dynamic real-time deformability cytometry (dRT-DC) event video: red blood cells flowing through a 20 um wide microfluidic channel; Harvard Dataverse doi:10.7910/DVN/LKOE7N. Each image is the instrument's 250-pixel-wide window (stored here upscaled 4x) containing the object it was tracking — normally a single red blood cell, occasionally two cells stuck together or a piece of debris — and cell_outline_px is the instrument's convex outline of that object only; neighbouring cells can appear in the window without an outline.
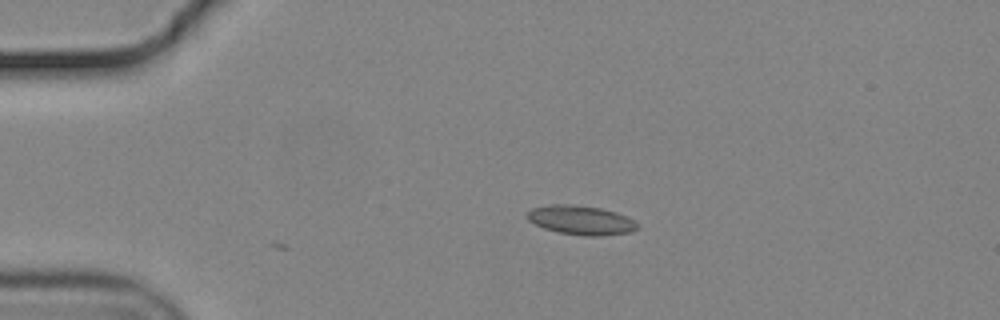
{"species": "common noctule bat (a hibernating species)", "species_latin": "Nyctalus noctula", "temperature_condition": "cold", "stored_images_in_passage": 12, "camera_frame_rate_fps": 3000, "um_per_image_px": 0.085, "animal": {"sex": "male", "body_mass_g": 19.2, "forearm_length_mm": 51.8}, "frame": {"image": 1, "passage_image": 12, "time_ms": 3.667, "image_size_px": [1000, 320], "cell_outline_px": [[640, 228], [632, 232], [596, 236], [584, 236], [560, 232], [544, 228], [528, 220], [524, 216], [532, 208], [552, 204], [572, 204], [600, 208], [616, 212], [628, 216], [640, 224]], "centroid_in_image_um": [49.42, 18.71], "position_along_channel_um": 35.6, "area_um2": 18.9}}